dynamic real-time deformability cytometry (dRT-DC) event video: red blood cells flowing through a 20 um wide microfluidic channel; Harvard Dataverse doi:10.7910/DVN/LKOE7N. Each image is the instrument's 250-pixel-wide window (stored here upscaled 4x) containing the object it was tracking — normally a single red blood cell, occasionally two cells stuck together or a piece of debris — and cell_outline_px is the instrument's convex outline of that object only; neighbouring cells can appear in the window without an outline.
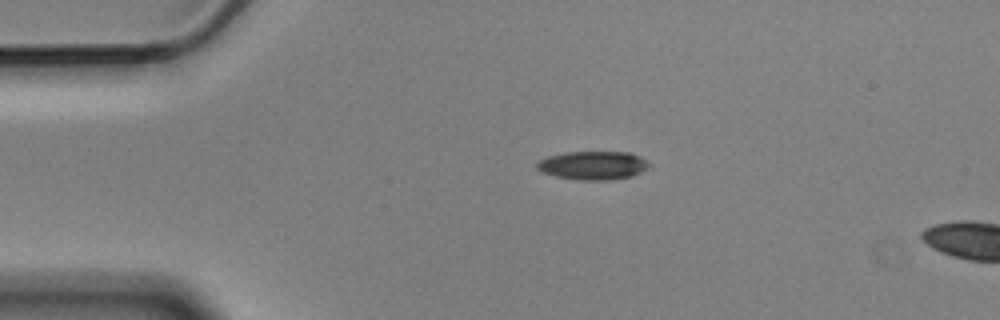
{"species": "Egyptian fruit bat (a non-hibernating species)", "species_latin": "Rousettus aegyptiacus", "temperature_condition": "cold", "stored_images_in_passage": 6, "camera_frame_rate_fps": 3000, "um_per_image_px": 0.085, "animal": {"sex": "male"}, "frame": {"image": 1, "passage_image": 6, "time_ms": 1.667, "image_size_px": [1000, 320], "cell_outline_px": [[648, 168], [632, 176], [608, 180], [580, 180], [556, 176], [544, 172], [536, 168], [536, 164], [540, 160], [548, 156], [564, 152], [628, 152], [640, 156], [648, 164]], "centroid_in_image_um": [50.39, 14.05], "position_along_channel_um": 34.6, "area_um2": 18.44}}